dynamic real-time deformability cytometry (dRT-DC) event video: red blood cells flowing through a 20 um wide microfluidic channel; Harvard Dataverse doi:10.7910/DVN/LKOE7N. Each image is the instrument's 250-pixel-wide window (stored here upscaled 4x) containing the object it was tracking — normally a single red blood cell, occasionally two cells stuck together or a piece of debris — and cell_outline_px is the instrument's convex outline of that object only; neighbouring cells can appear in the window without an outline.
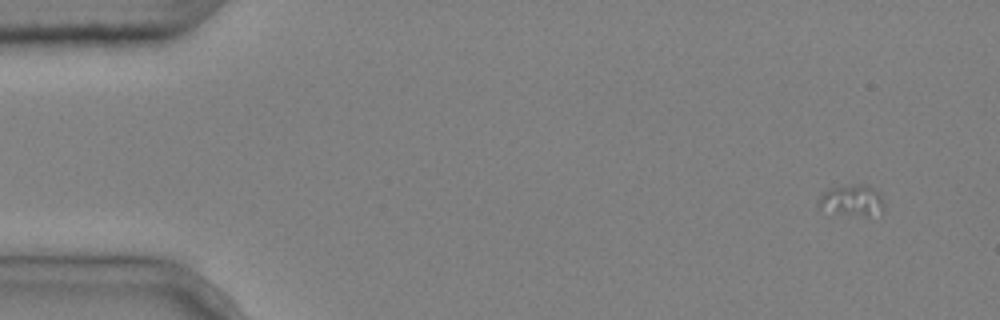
{"species": "common noctule bat (a hibernating species)", "species_latin": "Nyctalus noctula", "temperature_condition": "cold", "stored_images_in_passage": 4, "camera_frame_rate_fps": 3000, "um_per_image_px": 0.085, "animal": {"sex": "male", "body_mass_g": 20.4}, "frame": {"image": 1, "passage_image": 1, "time_ms": 0.0, "image_size_px": [1000, 320], "cell_outline_px": [[884, 212], [868, 216], [820, 204], [820, 196], [828, 188], [852, 184], [864, 184], [872, 188], [880, 196], [884, 204]], "centroid_in_image_um": [72.57, 16.94], "position_along_channel_um": 12.4, "area_um2": 10.64}}